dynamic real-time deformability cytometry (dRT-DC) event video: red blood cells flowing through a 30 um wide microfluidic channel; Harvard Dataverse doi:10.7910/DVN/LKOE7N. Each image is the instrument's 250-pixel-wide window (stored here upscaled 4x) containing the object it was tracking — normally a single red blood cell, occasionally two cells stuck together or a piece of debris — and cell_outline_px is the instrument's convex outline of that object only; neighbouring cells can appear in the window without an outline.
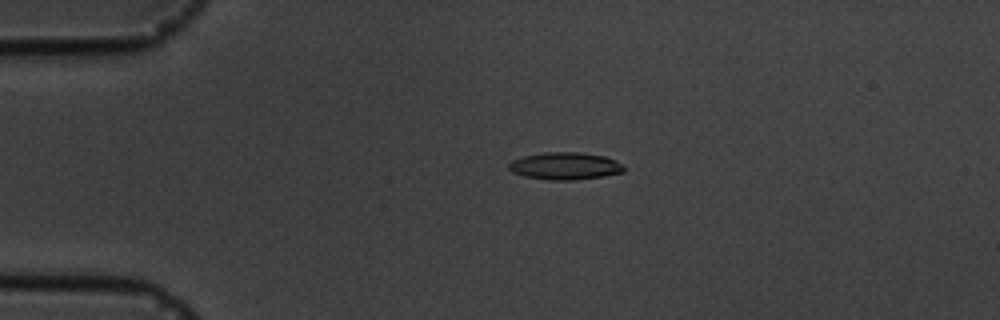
{"species": "common noctule bat (a hibernating species)", "species_latin": "Nyctalus noctula", "temperature_condition": "cold", "stored_images_in_passage": 4, "camera_frame_rate_fps": 3000, "um_per_image_px": 0.085, "animal": {"sex": "male", "body_mass_g": 19.5, "forearm_length_mm": 54.6}, "frame": {"image": 1, "passage_image": 3, "time_ms": 2.333, "image_size_px": [1000, 320], "cell_outline_px": [[624, 172], [604, 176], [576, 180], [548, 180], [524, 176], [512, 172], [508, 168], [508, 164], [512, 160], [524, 156], [544, 152], [580, 152], [604, 156], [624, 164]], "centroid_in_image_um": [48.03, 14.11], "position_along_channel_um": 37.0, "area_um2": 18.44}}